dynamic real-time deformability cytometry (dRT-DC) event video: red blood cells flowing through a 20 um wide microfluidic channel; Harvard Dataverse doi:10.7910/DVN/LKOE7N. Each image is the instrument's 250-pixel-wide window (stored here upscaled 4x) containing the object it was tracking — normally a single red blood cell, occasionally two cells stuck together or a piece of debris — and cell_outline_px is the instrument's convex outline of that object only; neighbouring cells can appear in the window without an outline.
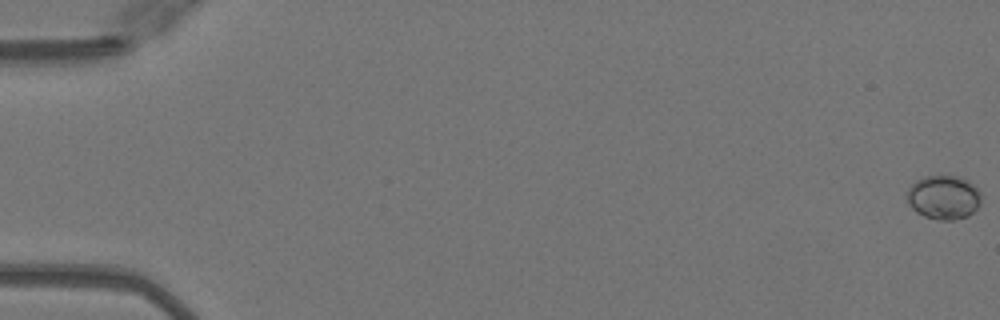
{"species": "Egyptian fruit bat (a non-hibernating species)", "species_latin": "Rousettus aegyptiacus", "temperature_condition": "warm", "stored_images_in_passage": 51, "camera_frame_rate_fps": 3000, "um_per_image_px": 0.085, "animal": {"sex": "female"}, "frame": {"image": 1, "passage_image": 1, "time_ms": 0.0, "image_size_px": [1000, 320], "cell_outline_px": [[980, 204], [968, 216], [952, 220], [940, 220], [924, 216], [916, 212], [908, 204], [908, 188], [916, 180], [924, 176], [956, 176], [968, 180], [980, 192]], "centroid_in_image_um": [80.2, 16.77], "position_along_channel_um": 4.8, "area_um2": 18.9}}
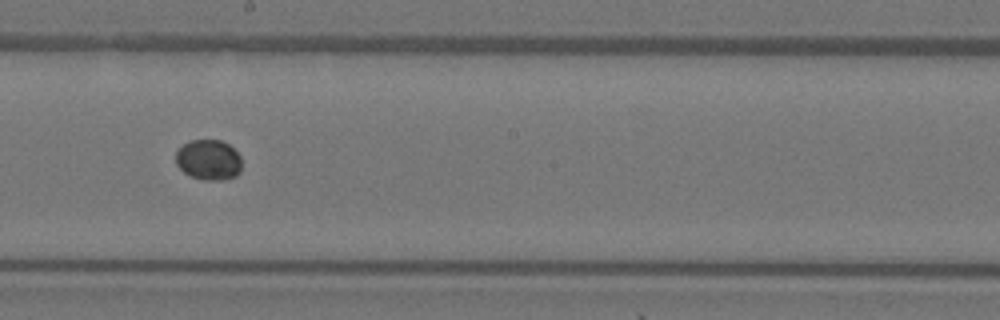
{"frame": {"image": 2, "passage_image": 30, "time_ms": 9.667, "image_size_px": [1000, 320], "cell_outline_px": [[240, 172], [236, 176], [224, 180], [204, 180], [192, 176], [184, 172], [176, 164], [176, 152], [184, 144], [192, 140], [220, 140], [228, 144], [240, 156]], "centroid_in_image_um": [17.73, 13.6], "position_along_channel_um": 230.5, "area_um2": 15.37}}
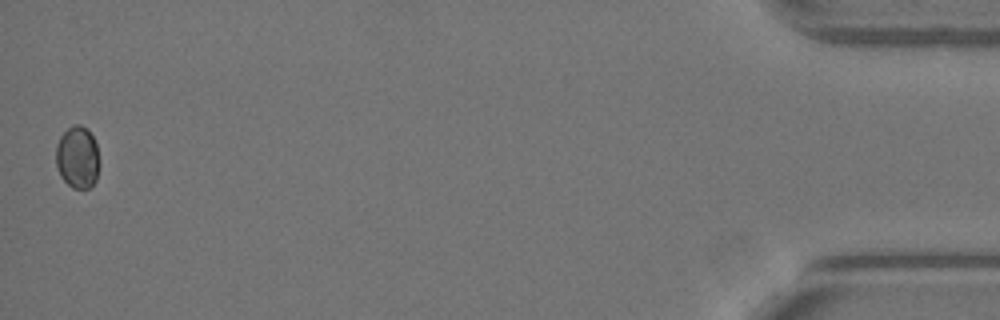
{"frame": {"image": 3, "passage_image": 51, "time_ms": 16.667, "image_size_px": [1000, 320], "cell_outline_px": [[100, 164], [96, 180], [88, 188], [72, 188], [60, 176], [56, 168], [56, 144], [60, 136], [68, 128], [76, 124], [80, 124], [88, 128], [96, 144], [100, 160]], "centroid_in_image_um": [6.59, 13.36], "position_along_channel_um": 428.6, "area_um2": 16.01}}